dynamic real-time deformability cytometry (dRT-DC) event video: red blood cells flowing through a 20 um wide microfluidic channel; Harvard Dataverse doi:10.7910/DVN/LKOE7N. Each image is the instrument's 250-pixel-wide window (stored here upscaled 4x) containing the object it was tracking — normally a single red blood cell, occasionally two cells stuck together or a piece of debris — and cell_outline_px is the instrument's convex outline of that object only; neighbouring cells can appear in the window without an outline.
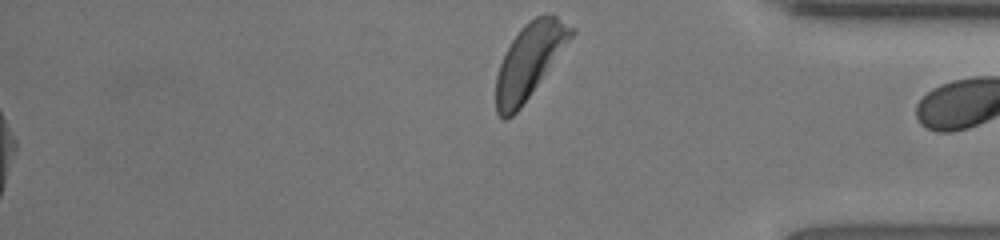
{"species": "human", "species_latin": "Homo sapiens", "temperature_condition": "room temperature", "stored_images_in_passage": 55, "segment_of_instrument_passage": [2, 2], "camera_frame_rate_fps": 3000, "um_per_image_px": 0.085, "donor": {"sex": "female"}, "frame": {"image": 1, "passage_image": 55, "time_ms": 18.0, "image_size_px": [1000, 240], "cell_outline_px": [[576, 32], [520, 108], [512, 116], [504, 120], [496, 112], [496, 76], [500, 64], [512, 40], [520, 28], [524, 24], [536, 16], [544, 12], [556, 16], [576, 28]], "centroid_in_image_um": [45.01, 5.13], "position_along_channel_um": 390.2, "area_um2": 32.14}}